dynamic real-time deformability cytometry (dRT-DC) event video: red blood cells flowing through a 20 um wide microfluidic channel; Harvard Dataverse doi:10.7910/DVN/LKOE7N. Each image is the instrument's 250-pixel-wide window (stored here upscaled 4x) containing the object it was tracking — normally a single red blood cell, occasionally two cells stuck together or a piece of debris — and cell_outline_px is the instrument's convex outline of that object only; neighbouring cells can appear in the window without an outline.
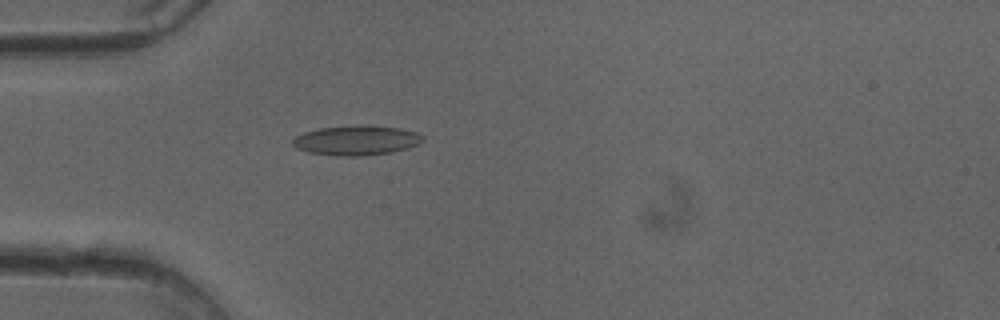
{"species": "common noctule bat (a hibernating species)", "species_latin": "Nyctalus noctula", "temperature_condition": "cold", "stored_images_in_passage": 27, "camera_frame_rate_fps": 3000, "um_per_image_px": 0.085, "animal": {"sex": "female"}, "frame": {"image": 1, "passage_image": 15, "time_ms": 4.667, "image_size_px": [1000, 320], "cell_outline_px": [[424, 140], [408, 148], [392, 152], [364, 156], [336, 156], [308, 152], [296, 148], [292, 144], [292, 140], [296, 136], [304, 132], [320, 128], [356, 124], [364, 124], [400, 128], [416, 132], [424, 136]], "centroid_in_image_um": [30.29, 11.92], "position_along_channel_um": 54.7, "area_um2": 22.83}}
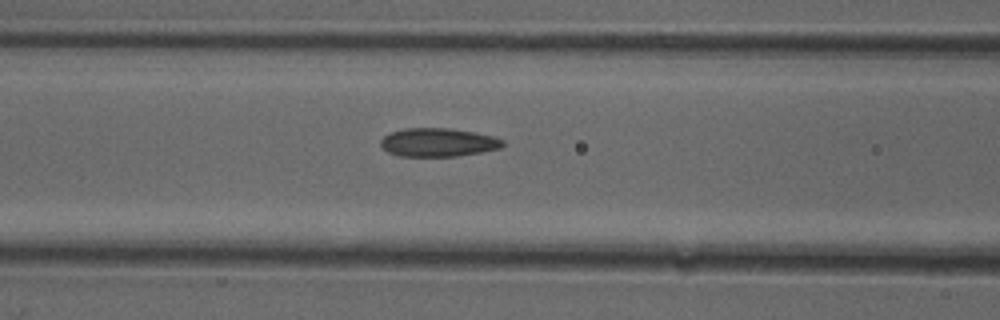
{"frame": {"image": 2, "passage_image": 21, "time_ms": 6.667, "image_size_px": [1000, 320], "cell_outline_px": [[504, 144], [500, 148], [480, 152], [456, 156], [400, 156], [388, 152], [380, 148], [380, 140], [388, 132], [404, 128], [448, 128], [476, 132], [492, 136], [504, 140]], "centroid_in_image_um": [37.19, 12.09], "position_along_channel_um": 129.4, "area_um2": 20.4}}
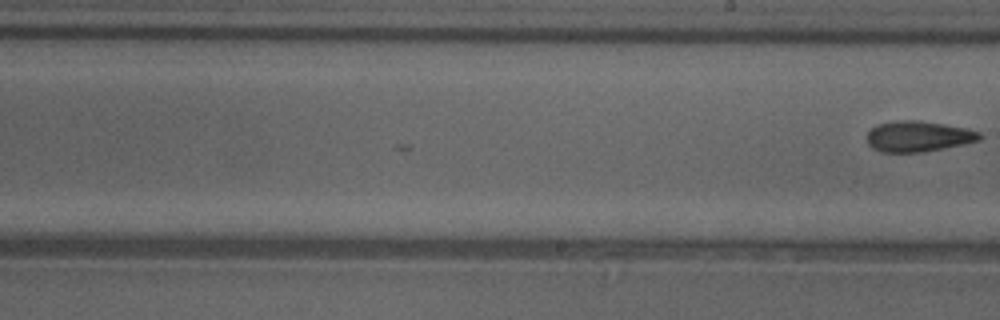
{"frame": {"image": 3, "passage_image": 27, "time_ms": 8.667, "image_size_px": [1000, 320], "cell_outline_px": [[984, 136], [980, 140], [964, 144], [920, 152], [880, 152], [872, 148], [868, 144], [868, 132], [876, 124], [896, 120], [920, 120], [968, 128], [980, 132]], "centroid_in_image_um": [78.07, 11.58], "position_along_channel_um": 210.9, "area_um2": 20.29}}